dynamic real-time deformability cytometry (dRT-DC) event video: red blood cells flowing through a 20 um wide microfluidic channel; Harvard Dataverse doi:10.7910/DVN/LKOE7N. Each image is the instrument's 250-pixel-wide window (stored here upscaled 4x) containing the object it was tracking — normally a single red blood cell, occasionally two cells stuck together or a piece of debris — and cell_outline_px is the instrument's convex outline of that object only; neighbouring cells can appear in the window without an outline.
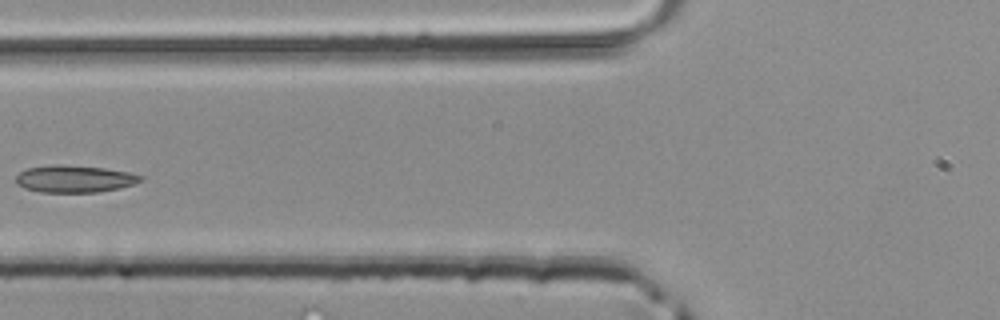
{"species": "common noctule bat (a hibernating species)", "species_latin": "Nyctalus noctula", "temperature_condition": "room temperature", "stored_images_in_passage": 5, "camera_frame_rate_fps": 3000, "um_per_image_px": 0.085, "animal": {"sex": "male", "body_mass_g": 20.4}, "frame": {"image": 1, "passage_image": 5, "time_ms": 1.333, "image_size_px": [1000, 320], "cell_outline_px": [[140, 180], [132, 184], [116, 188], [96, 192], [40, 192], [24, 188], [16, 184], [16, 176], [20, 172], [28, 168], [52, 164], [60, 164], [104, 168], [128, 172], [140, 176]], "centroid_in_image_um": [6.24, 15.19], "position_along_channel_um": 119.6, "area_um2": 19.42}}